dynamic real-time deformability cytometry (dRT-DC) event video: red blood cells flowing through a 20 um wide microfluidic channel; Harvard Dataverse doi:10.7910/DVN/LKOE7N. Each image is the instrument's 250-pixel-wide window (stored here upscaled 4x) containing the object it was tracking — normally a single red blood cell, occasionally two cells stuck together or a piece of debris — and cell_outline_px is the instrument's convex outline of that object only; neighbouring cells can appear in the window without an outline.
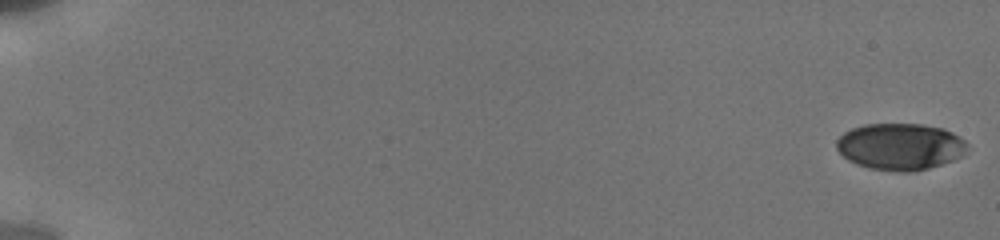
{"species": "human", "species_latin": "Homo sapiens", "temperature_condition": "cold", "stored_images_in_passage": 38, "camera_frame_rate_fps": 3000, "um_per_image_px": 0.085, "donor": {"sex": "male"}, "frame": {"image": 1, "passage_image": 1, "time_ms": 0.0, "image_size_px": [1000, 240], "cell_outline_px": [[968, 148], [964, 156], [928, 168], [912, 172], [900, 172], [868, 168], [856, 164], [848, 160], [836, 148], [836, 140], [844, 132], [852, 128], [864, 124], [924, 124], [944, 128], [960, 136], [968, 144]], "centroid_in_image_um": [76.54, 12.45], "position_along_channel_um": 8.5, "area_um2": 35.89}}
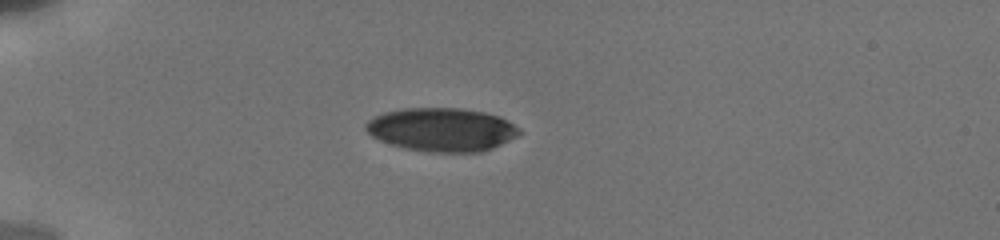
{"frame": {"image": 2, "passage_image": 24, "time_ms": 5.333, "image_size_px": [1000, 240], "cell_outline_px": [[524, 132], [492, 148], [480, 152], [428, 152], [404, 148], [380, 140], [372, 136], [364, 128], [364, 124], [368, 120], [384, 112], [404, 108], [464, 108], [484, 112], [500, 116], [508, 120], [520, 128]], "centroid_in_image_um": [37.56, 11.01], "position_along_channel_um": 47.4, "area_um2": 39.02}}
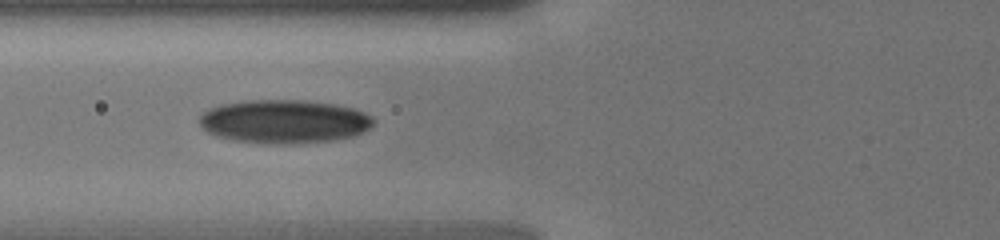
{"frame": {"image": 3, "passage_image": 37, "time_ms": 7.667, "image_size_px": [1000, 240], "cell_outline_px": [[376, 120], [364, 132], [352, 136], [336, 140], [300, 144], [260, 144], [232, 140], [216, 136], [208, 132], [196, 120], [208, 108], [220, 104], [244, 100], [304, 100], [336, 104], [356, 108], [372, 116]], "centroid_in_image_um": [24.15, 10.33], "position_along_channel_um": 101.6, "area_um2": 45.03}}